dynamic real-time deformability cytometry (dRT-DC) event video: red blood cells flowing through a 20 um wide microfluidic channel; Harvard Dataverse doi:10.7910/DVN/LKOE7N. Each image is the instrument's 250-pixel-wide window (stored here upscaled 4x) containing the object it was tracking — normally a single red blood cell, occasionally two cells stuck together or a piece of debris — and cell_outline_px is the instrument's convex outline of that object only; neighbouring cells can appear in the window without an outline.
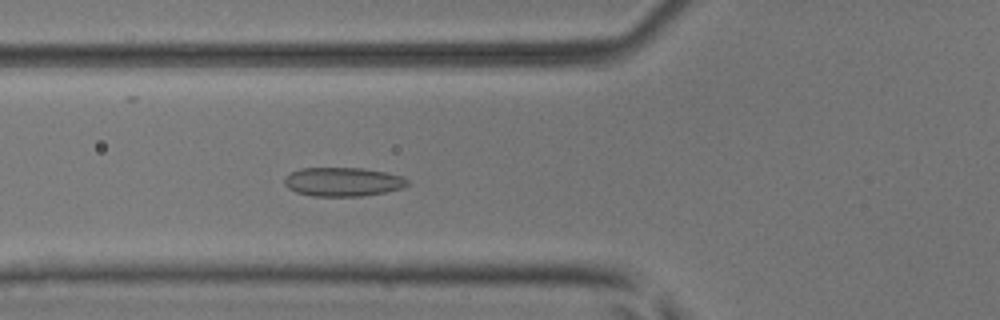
{"species": "common noctule bat (a hibernating species)", "species_latin": "Nyctalus noctula", "temperature_condition": "room temperature", "stored_images_in_passage": 46, "camera_frame_rate_fps": 3000, "um_per_image_px": 0.085, "animal": {"sex": "male", "body_mass_g": 17.9, "forearm_length_mm": 54.2}, "frame": {"image": 1, "passage_image": 14, "time_ms": 4.333, "image_size_px": [1000, 320], "cell_outline_px": [[408, 184], [404, 188], [384, 192], [360, 196], [312, 196], [296, 192], [288, 188], [284, 184], [284, 176], [300, 168], [364, 168], [404, 176], [408, 180]], "centroid_in_image_um": [29.14, 15.45], "position_along_channel_um": 96.7, "area_um2": 20.81}}
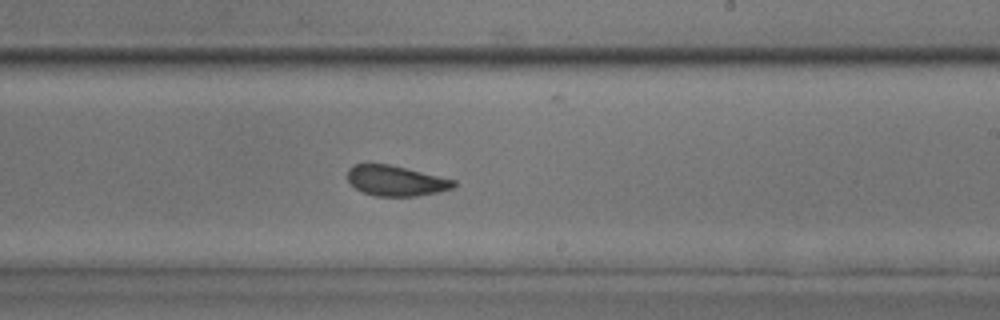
{"frame": {"image": 2, "passage_image": 26, "time_ms": 8.333, "image_size_px": [1000, 320], "cell_outline_px": [[456, 184], [452, 188], [436, 192], [416, 196], [376, 196], [364, 192], [356, 188], [348, 180], [348, 168], [352, 164], [388, 164], [456, 180]], "centroid_in_image_um": [33.63, 15.36], "position_along_channel_um": 255.4, "area_um2": 18.5}}
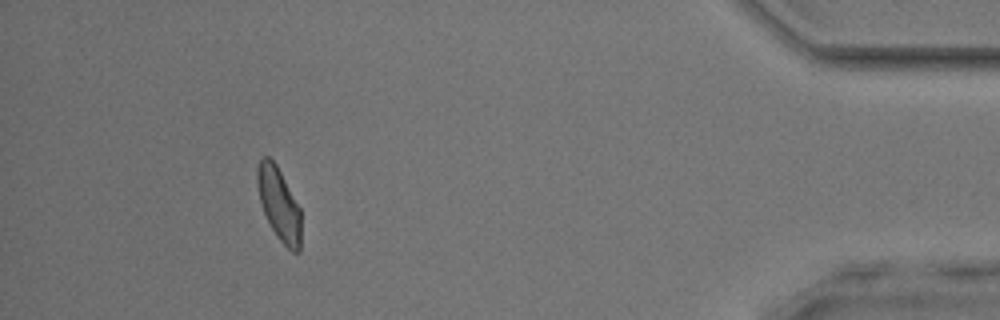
{"frame": {"image": 3, "passage_image": 42, "time_ms": 13.667, "image_size_px": [1000, 320], "cell_outline_px": [[300, 252], [292, 252], [276, 236], [264, 212], [260, 200], [256, 184], [256, 172], [260, 160], [264, 156], [268, 156], [276, 164], [300, 208]], "centroid_in_image_um": [23.7, 17.34], "position_along_channel_um": 411.5, "area_um2": 18.32}, "authors_computed_cell_mechanics": {"area_um2": 19.4786, "velocity_mm_per_s": 3.9806, "shape_relaxation_time_tau1_ms": 9.5018, "shape_relaxation_time_tau2_ms": 1.5104, "deformation_change_tau1": 0.1629, "deformation_change_tau2": 0.0828}}